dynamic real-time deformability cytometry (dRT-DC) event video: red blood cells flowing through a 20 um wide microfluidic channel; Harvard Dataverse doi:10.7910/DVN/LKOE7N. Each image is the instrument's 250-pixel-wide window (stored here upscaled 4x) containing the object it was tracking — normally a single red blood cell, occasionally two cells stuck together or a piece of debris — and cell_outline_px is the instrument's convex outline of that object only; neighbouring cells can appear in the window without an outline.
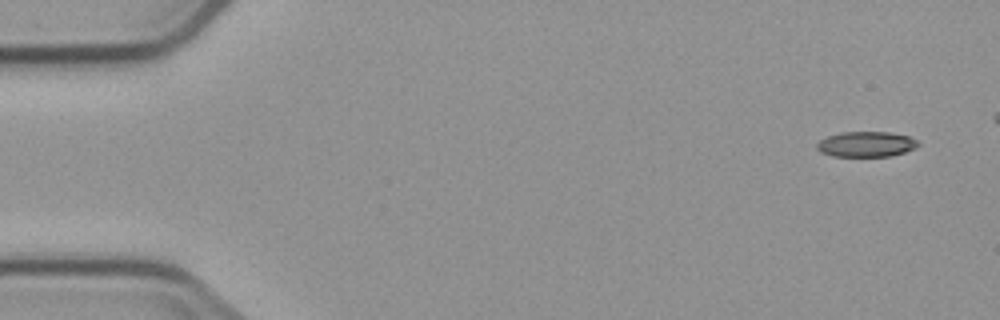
{"species": "common noctule bat (a hibernating species)", "species_latin": "Nyctalus noctula", "temperature_condition": "cold", "stored_images_in_passage": 5, "camera_frame_rate_fps": 3000, "um_per_image_px": 0.085, "animal": {"sex": "male", "body_mass_g": 23.1, "forearm_length_mm": 52.7}, "frame": {"image": 1, "passage_image": 1, "time_ms": 0.0, "image_size_px": [1000, 320], "cell_outline_px": [[920, 144], [904, 152], [892, 156], [832, 156], [820, 152], [816, 148], [816, 144], [820, 140], [828, 136], [840, 132], [888, 132], [908, 136], [916, 140]], "centroid_in_image_um": [73.58, 12.26], "position_along_channel_um": 11.4, "area_um2": 14.85}}